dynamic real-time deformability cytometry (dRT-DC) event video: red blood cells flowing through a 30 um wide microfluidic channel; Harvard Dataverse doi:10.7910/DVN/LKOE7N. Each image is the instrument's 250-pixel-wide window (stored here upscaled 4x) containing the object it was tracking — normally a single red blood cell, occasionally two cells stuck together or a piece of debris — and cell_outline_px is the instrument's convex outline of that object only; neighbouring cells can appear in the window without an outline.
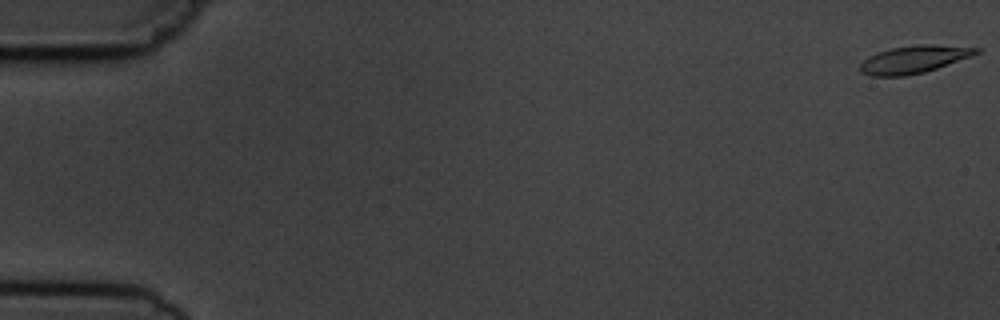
{"species": "common noctule bat (a hibernating species)", "species_latin": "Nyctalus noctula", "temperature_condition": "cold", "stored_images_in_passage": 5, "camera_frame_rate_fps": 3000, "um_per_image_px": 0.085, "animal": {"sex": "male", "body_mass_g": 19.5, "forearm_length_mm": 54.6}, "frame": {"image": 1, "passage_image": 1, "time_ms": 0.0, "image_size_px": [1000, 320], "cell_outline_px": [[980, 52], [972, 56], [924, 72], [904, 76], [868, 76], [860, 72], [860, 64], [868, 56], [892, 48], [920, 44], [932, 44], [980, 48]], "centroid_in_image_um": [77.67, 5.05], "position_along_channel_um": 7.3, "area_um2": 18.5}}
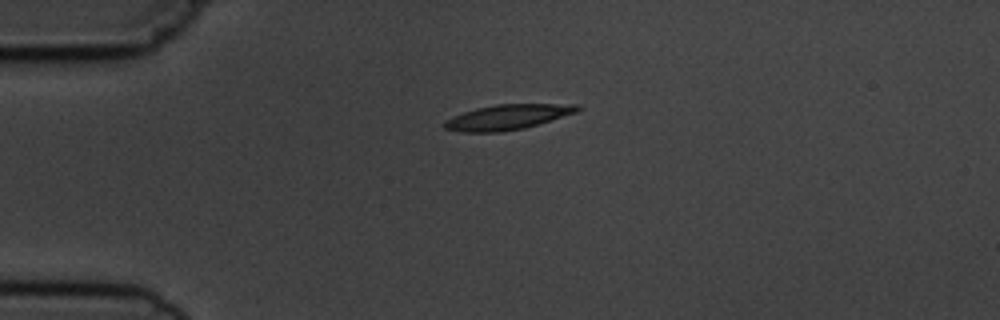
{"frame": {"image": 2, "passage_image": 4, "time_ms": 4.333, "image_size_px": [1000, 320], "cell_outline_px": [[584, 108], [576, 112], [524, 128], [500, 132], [460, 132], [444, 128], [440, 124], [444, 120], [464, 112], [476, 108], [496, 104], [580, 104]], "centroid_in_image_um": [43.11, 9.95], "position_along_channel_um": 41.9, "area_um2": 19.48}}